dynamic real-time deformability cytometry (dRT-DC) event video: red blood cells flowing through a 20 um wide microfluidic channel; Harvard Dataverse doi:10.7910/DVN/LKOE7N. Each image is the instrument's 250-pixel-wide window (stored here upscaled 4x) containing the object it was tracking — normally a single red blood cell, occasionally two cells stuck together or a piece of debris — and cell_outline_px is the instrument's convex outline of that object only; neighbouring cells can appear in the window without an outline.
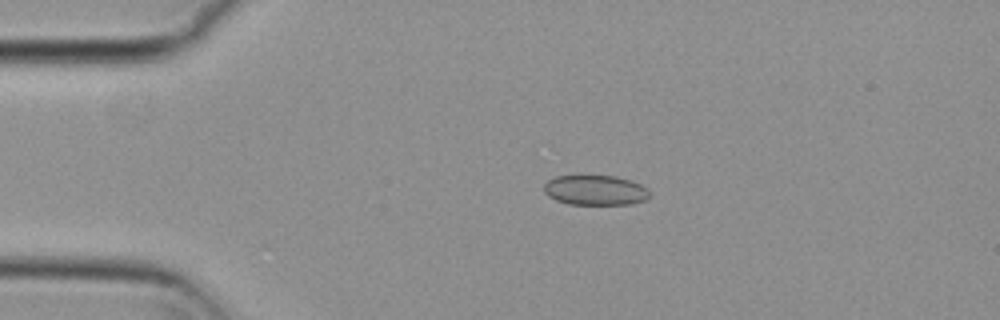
{"species": "common noctule bat (a hibernating species)", "species_latin": "Nyctalus noctula", "temperature_condition": "cold", "stored_images_in_passage": 41, "camera_frame_rate_fps": 3000, "um_per_image_px": 0.085, "animal": {"sex": "female", "body_mass_g": 29.2, "forearm_length_mm": 56.3}, "frame": {"image": 1, "passage_image": 4, "time_ms": 1.0, "image_size_px": [1000, 320], "cell_outline_px": [[648, 196], [644, 200], [632, 204], [568, 204], [556, 200], [548, 196], [544, 192], [544, 184], [548, 180], [556, 176], [576, 172], [584, 172], [616, 176], [632, 180], [648, 188]], "centroid_in_image_um": [50.54, 16.09], "position_along_channel_um": 34.5, "area_um2": 19.42}}
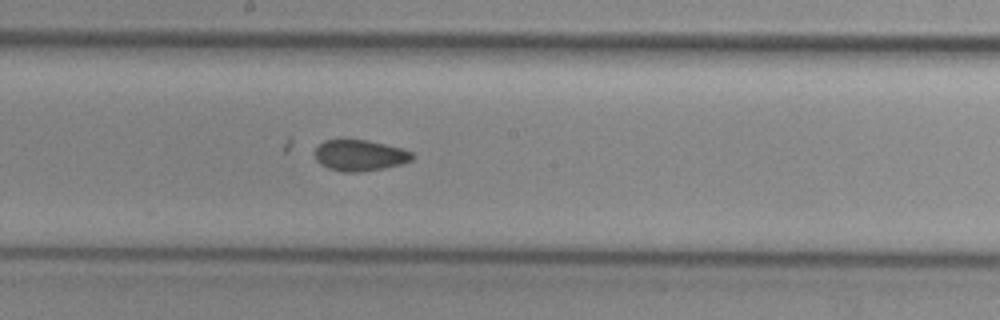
{"frame": {"image": 2, "passage_image": 22, "time_ms": 7.0, "image_size_px": [1000, 320], "cell_outline_px": [[416, 156], [412, 160], [400, 164], [384, 168], [360, 172], [340, 172], [328, 168], [320, 164], [316, 160], [316, 148], [324, 140], [364, 140], [384, 144], [400, 148], [412, 152]], "centroid_in_image_um": [30.59, 13.22], "position_along_channel_um": 217.6, "area_um2": 17.51}}
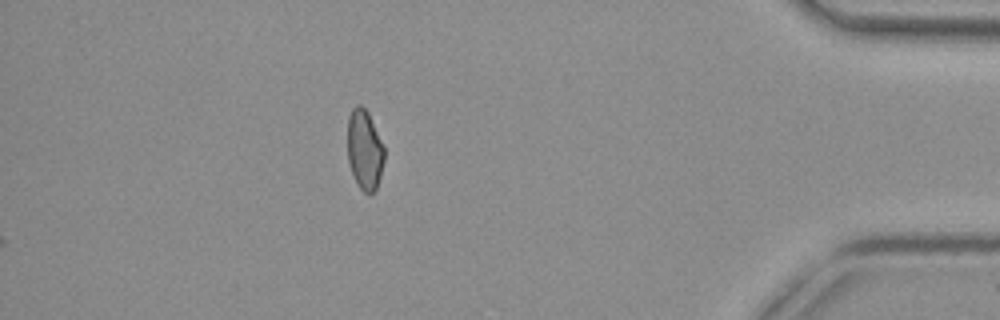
{"frame": {"image": 3, "passage_image": 41, "time_ms": 13.333, "image_size_px": [1000, 320], "cell_outline_px": [[384, 160], [380, 176], [376, 188], [368, 196], [360, 188], [352, 172], [348, 160], [348, 116], [352, 108], [356, 104], [360, 104], [368, 112], [384, 148]], "centroid_in_image_um": [30.98, 12.71], "position_along_channel_um": 404.2, "area_um2": 16.94}, "authors_computed_cell_mechanics": {"area_um2": 18.1492, "velocity_mm_per_s": 3.7287, "shape_relaxation_time_tau1_ms": null, "shape_relaxation_time_tau2_ms": 2.9234, "deformation_change_tau1": null, "deformation_change_tau2": 0.0595}}